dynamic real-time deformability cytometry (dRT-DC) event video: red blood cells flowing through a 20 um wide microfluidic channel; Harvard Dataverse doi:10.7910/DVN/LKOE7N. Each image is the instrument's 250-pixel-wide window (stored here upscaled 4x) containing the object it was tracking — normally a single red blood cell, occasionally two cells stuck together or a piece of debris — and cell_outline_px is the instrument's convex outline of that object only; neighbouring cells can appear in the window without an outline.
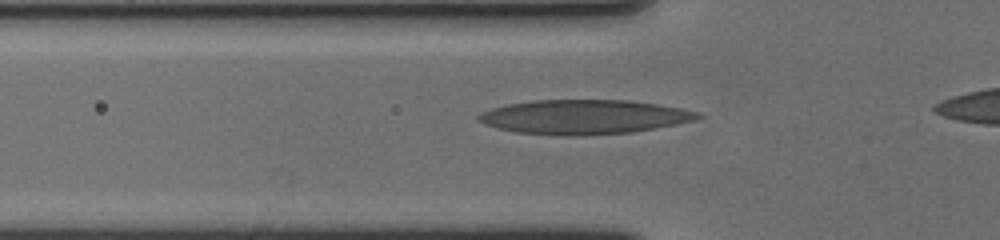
{"species": "human", "species_latin": "Homo sapiens", "temperature_condition": "cold", "stored_images_in_passage": 36, "camera_frame_rate_fps": 3000, "um_per_image_px": 0.085, "donor": {"sex": "female"}, "frame": {"image": 1, "passage_image": 5, "time_ms": 1.333, "image_size_px": [1000, 240], "cell_outline_px": [[704, 116], [696, 120], [676, 124], [628, 132], [580, 136], [560, 136], [516, 132], [500, 128], [476, 120], [476, 116], [480, 112], [492, 108], [508, 104], [532, 100], [628, 100], [656, 104], [680, 108], [700, 112]], "centroid_in_image_um": [49.63, 9.93], "position_along_channel_um": 76.2, "area_um2": 43.75}}
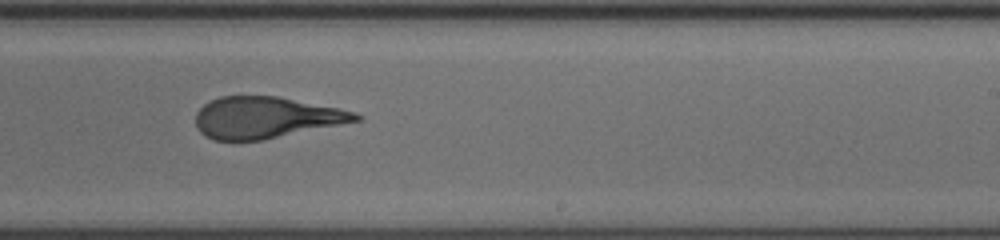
{"frame": {"image": 2, "passage_image": 21, "time_ms": 6.667, "image_size_px": [1000, 240], "cell_outline_px": [[364, 116], [360, 120], [264, 140], [212, 140], [204, 136], [196, 128], [196, 112], [204, 104], [220, 96], [276, 96], [340, 108], [356, 112]], "centroid_in_image_um": [22.59, 9.99], "position_along_channel_um": 266.4, "area_um2": 38.67}}
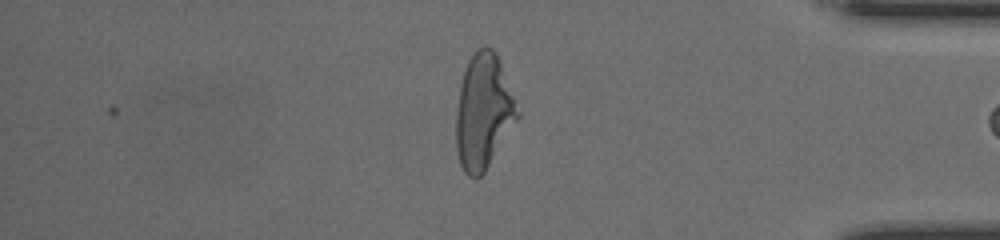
{"frame": {"image": 3, "passage_image": 34, "time_ms": 11.0, "image_size_px": [1000, 240], "cell_outline_px": [[520, 116], [484, 172], [476, 180], [472, 180], [464, 172], [460, 164], [456, 148], [456, 112], [460, 84], [468, 60], [480, 48], [492, 48], [496, 52], [520, 112]], "centroid_in_image_um": [41.08, 9.54], "position_along_channel_um": 394.1, "area_um2": 40.86}, "authors_computed_cell_mechanics": {"area_um2": 40.5467, "velocity_mm_per_s": 3.5682, "shape_relaxation_time_tau1_ms": 9.8991, "shape_relaxation_time_tau2_ms": 1.7769, "deformation_change_tau1": 0.3291, "deformation_change_tau2": 0.1105}}